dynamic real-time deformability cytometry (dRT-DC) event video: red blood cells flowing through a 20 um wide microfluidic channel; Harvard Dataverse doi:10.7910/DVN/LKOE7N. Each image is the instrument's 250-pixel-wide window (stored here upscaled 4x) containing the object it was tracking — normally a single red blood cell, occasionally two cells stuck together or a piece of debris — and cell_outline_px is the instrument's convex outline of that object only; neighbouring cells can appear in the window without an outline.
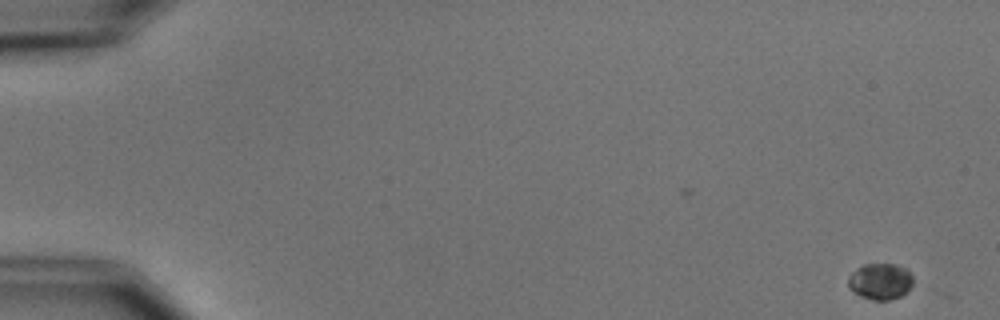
{"species": "common noctule bat (a hibernating species)", "species_latin": "Nyctalus noctula", "temperature_condition": "cold", "stored_images_in_passage": 5, "camera_frame_rate_fps": 3000, "um_per_image_px": 0.085, "animal": {"sex": "male", "body_mass_g": 15.6}, "frame": {"image": 1, "passage_image": 1, "time_ms": 0.0, "image_size_px": [1000, 320], "cell_outline_px": [[912, 284], [900, 296], [888, 300], [872, 300], [860, 296], [848, 288], [848, 276], [856, 268], [864, 264], [896, 264], [904, 268], [912, 276]], "centroid_in_image_um": [74.77, 23.91], "position_along_channel_um": 10.2, "area_um2": 13.58}}